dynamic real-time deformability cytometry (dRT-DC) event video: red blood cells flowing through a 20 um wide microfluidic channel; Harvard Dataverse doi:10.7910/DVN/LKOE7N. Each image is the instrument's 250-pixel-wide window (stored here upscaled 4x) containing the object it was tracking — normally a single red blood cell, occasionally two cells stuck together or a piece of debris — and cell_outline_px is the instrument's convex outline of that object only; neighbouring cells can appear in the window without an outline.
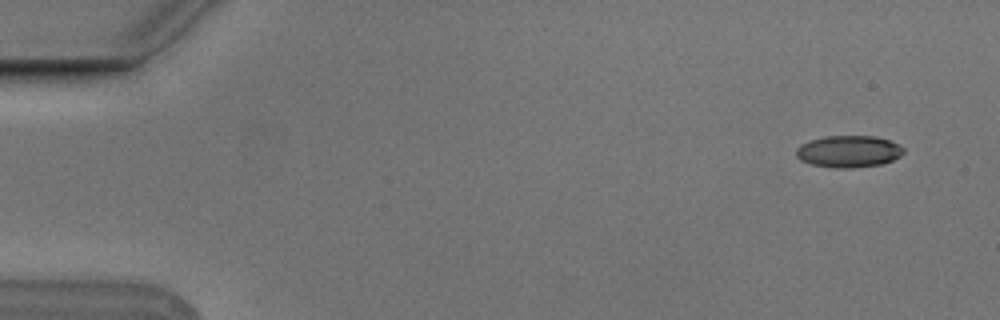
{"species": "Egyptian fruit bat (a non-hibernating species)", "species_latin": "Rousettus aegyptiacus", "temperature_condition": "cold", "stored_images_in_passage": 9, "camera_frame_rate_fps": 3000, "um_per_image_px": 0.085, "animal": {"sex": "male"}, "frame": {"image": 1, "passage_image": 1, "time_ms": 0.0, "image_size_px": [1000, 320], "cell_outline_px": [[904, 152], [900, 156], [892, 160], [880, 164], [848, 168], [832, 168], [812, 164], [800, 160], [796, 156], [796, 148], [800, 144], [824, 136], [876, 136], [900, 144], [904, 148]], "centroid_in_image_um": [72.13, 12.87], "position_along_channel_um": 12.9, "area_um2": 19.94}}
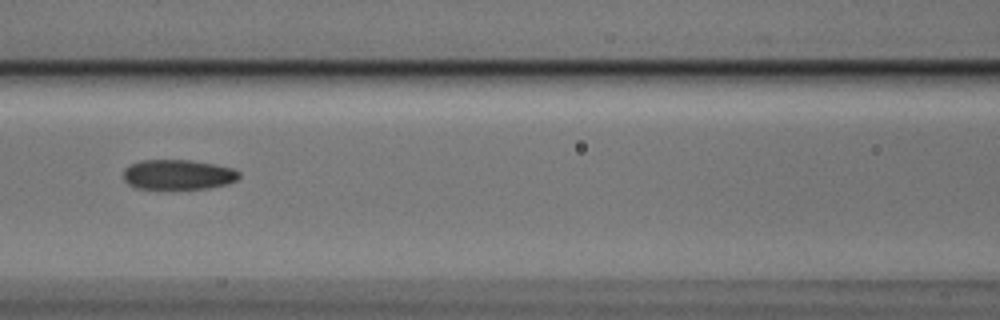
{"frame": {"image": 2, "passage_image": 6, "time_ms": 1.667, "image_size_px": [1000, 320], "cell_outline_px": [[240, 176], [236, 180], [228, 184], [208, 188], [172, 192], [136, 188], [128, 184], [124, 180], [124, 168], [128, 164], [140, 160], [192, 160], [216, 164], [232, 168], [240, 172]], "centroid_in_image_um": [15.11, 14.88], "position_along_channel_um": 151.5, "area_um2": 21.33}}
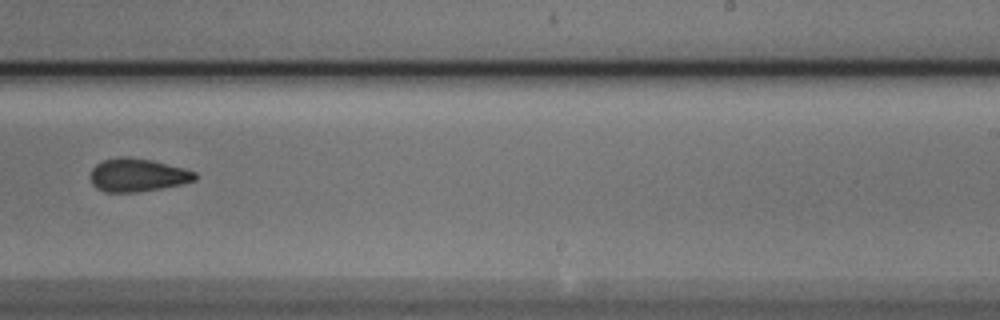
{"frame": {"image": 3, "passage_image": 9, "time_ms": 2.667, "image_size_px": [1000, 320], "cell_outline_px": [[196, 180], [184, 184], [136, 192], [104, 192], [96, 188], [92, 184], [88, 176], [92, 168], [96, 164], [104, 160], [120, 156], [128, 156], [152, 160], [184, 168], [196, 172]], "centroid_in_image_um": [11.66, 14.88], "position_along_channel_um": 277.3, "area_um2": 20.46}}